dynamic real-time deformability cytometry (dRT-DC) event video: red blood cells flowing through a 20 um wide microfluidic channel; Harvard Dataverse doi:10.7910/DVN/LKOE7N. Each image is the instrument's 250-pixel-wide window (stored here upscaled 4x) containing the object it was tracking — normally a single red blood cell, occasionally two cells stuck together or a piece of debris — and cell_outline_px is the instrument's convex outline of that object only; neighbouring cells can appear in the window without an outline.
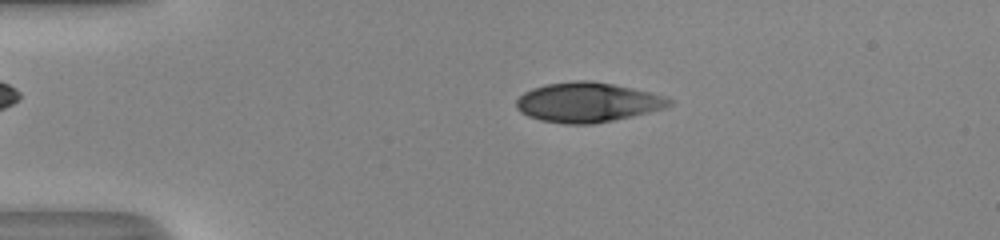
{"species": "human", "species_latin": "Homo sapiens", "temperature_condition": "room temperature", "stored_images_in_passage": 41, "camera_frame_rate_fps": 3000, "um_per_image_px": 0.085, "donor": {"sex": "male"}, "frame": {"image": 1, "passage_image": 1, "time_ms": 0.0, "image_size_px": [1000, 240], "cell_outline_px": [[672, 104], [664, 108], [632, 116], [592, 124], [564, 124], [540, 120], [528, 116], [520, 112], [516, 108], [516, 100], [524, 92], [532, 88], [548, 84], [572, 80], [588, 80], [612, 84], [632, 88], [664, 96], [672, 100]], "centroid_in_image_um": [49.9, 8.7], "position_along_channel_um": 35.1, "area_um2": 35.2}}
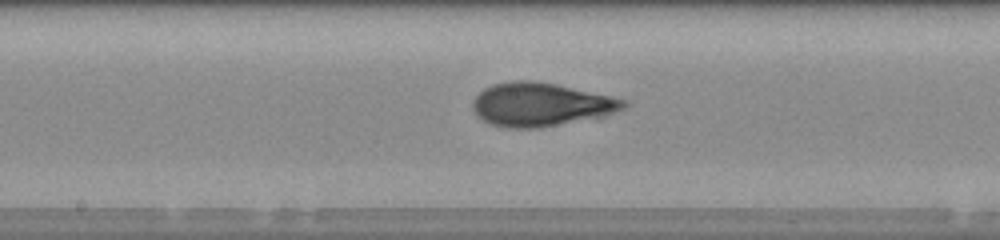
{"frame": {"image": 2, "passage_image": 17, "time_ms": 5.333, "image_size_px": [1000, 240], "cell_outline_px": [[628, 104], [624, 108], [600, 116], [536, 128], [508, 128], [492, 124], [476, 116], [472, 108], [472, 100], [484, 88], [492, 84], [512, 80], [532, 80], [556, 84], [612, 96], [628, 100]], "centroid_in_image_um": [45.91, 8.86], "position_along_channel_um": 202.3, "area_um2": 37.97}}
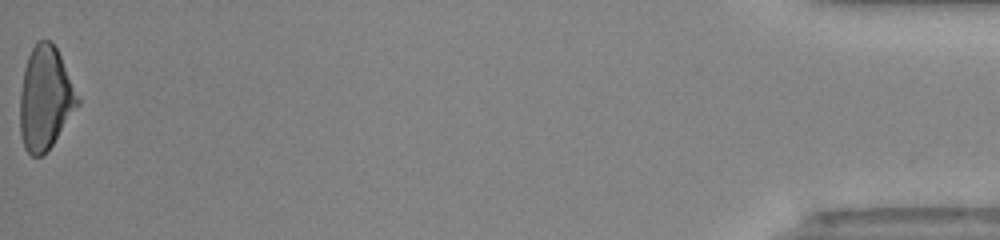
{"frame": {"image": 3, "passage_image": 41, "time_ms": 13.333, "image_size_px": [1000, 240], "cell_outline_px": [[80, 104], [52, 144], [40, 156], [32, 156], [24, 148], [20, 136], [20, 92], [24, 68], [28, 56], [36, 40], [52, 40], [80, 96]], "centroid_in_image_um": [3.85, 8.33], "position_along_channel_um": 431.4, "area_um2": 34.74}, "authors_computed_cell_mechanics": {"area_um2": 36.0672, "velocity_mm_per_s": 4.1101, "shape_relaxation_time_tau1_ms": 4.8066, "shape_relaxation_time_tau2_ms": 0.9646, "deformation_change_tau1": 0.2015, "deformation_change_tau2": 0.0581}}